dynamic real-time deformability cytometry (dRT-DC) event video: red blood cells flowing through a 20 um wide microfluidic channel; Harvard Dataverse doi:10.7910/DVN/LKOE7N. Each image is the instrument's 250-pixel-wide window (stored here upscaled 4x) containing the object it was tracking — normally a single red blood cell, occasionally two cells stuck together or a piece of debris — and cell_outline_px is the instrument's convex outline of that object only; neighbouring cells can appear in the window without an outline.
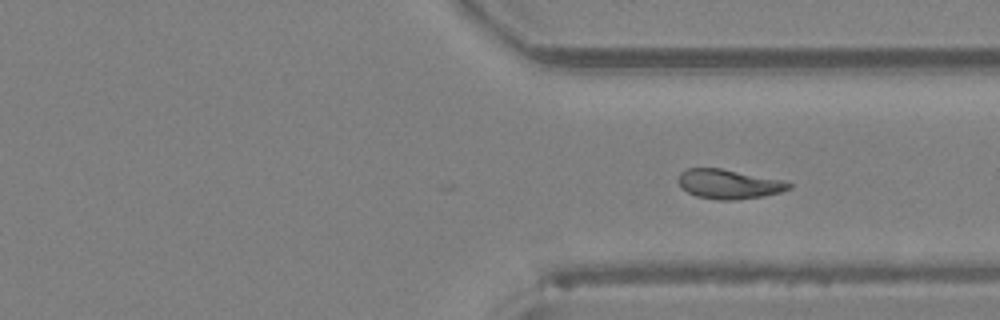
{"species": "Egyptian fruit bat (a non-hibernating species)", "species_latin": "Rousettus aegyptiacus", "temperature_condition": "room temperature", "stored_images_in_passage": 22, "camera_frame_rate_fps": 3000, "um_per_image_px": 0.085, "animal": {"sex": "female"}, "frame": {"image": 1, "passage_image": 22, "time_ms": 7.0, "image_size_px": [1000, 320], "cell_outline_px": [[792, 188], [780, 192], [764, 196], [732, 200], [720, 200], [696, 196], [680, 188], [680, 172], [688, 168], [720, 168], [784, 180], [792, 184]], "centroid_in_image_um": [61.97, 15.65], "position_along_channel_um": 349.4, "area_um2": 18.9}}